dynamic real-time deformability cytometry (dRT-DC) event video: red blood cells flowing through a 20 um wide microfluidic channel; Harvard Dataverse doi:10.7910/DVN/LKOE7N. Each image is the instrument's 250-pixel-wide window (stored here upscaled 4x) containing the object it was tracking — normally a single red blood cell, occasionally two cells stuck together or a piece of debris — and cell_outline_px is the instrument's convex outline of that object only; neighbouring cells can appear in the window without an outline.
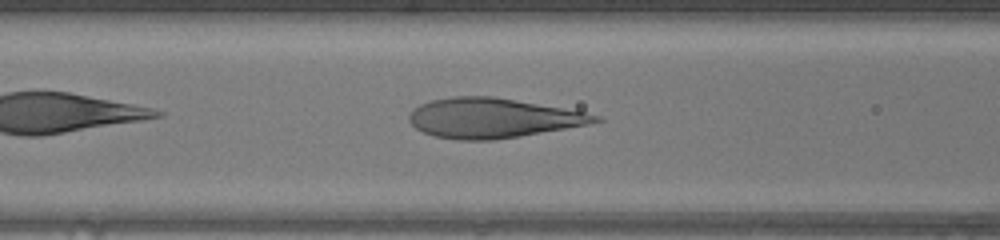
{"species": "human", "species_latin": "Homo sapiens", "temperature_condition": "warm", "stored_images_in_passage": 30, "camera_frame_rate_fps": 3000, "um_per_image_px": 0.085, "donor": {"sex": "female"}, "frame": {"image": 1, "passage_image": 6, "time_ms": 1.667, "image_size_px": [1000, 240], "cell_outline_px": [[604, 120], [588, 124], [520, 136], [492, 140], [456, 140], [436, 136], [424, 132], [416, 128], [408, 120], [408, 116], [412, 108], [420, 104], [432, 100], [452, 96], [492, 96], [584, 112], [600, 116]], "centroid_in_image_um": [41.82, 10.03], "position_along_channel_um": 124.8, "area_um2": 42.71}}
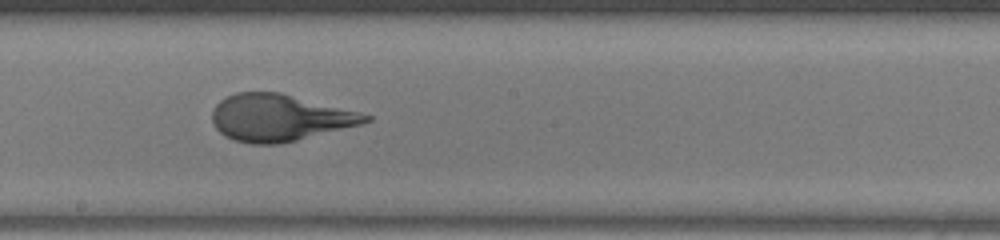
{"frame": {"image": 2, "passage_image": 13, "time_ms": 4.0, "image_size_px": [1000, 240], "cell_outline_px": [[372, 120], [360, 124], [296, 140], [276, 144], [252, 144], [236, 140], [224, 136], [212, 124], [212, 112], [216, 104], [220, 100], [236, 92], [280, 92], [372, 116]], "centroid_in_image_um": [23.69, 10.0], "position_along_channel_um": 224.5, "area_um2": 41.21}}
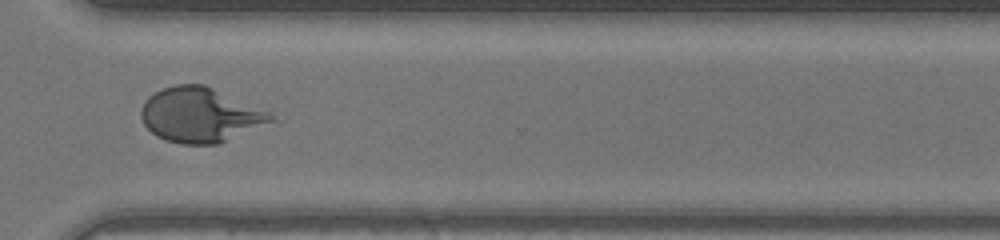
{"frame": {"image": 3, "passage_image": 22, "time_ms": 7.0, "image_size_px": [1000, 240], "cell_outline_px": [[284, 120], [220, 144], [180, 144], [164, 140], [156, 136], [144, 124], [140, 116], [140, 112], [144, 100], [148, 96], [164, 88], [176, 84], [204, 84], [272, 112]], "centroid_in_image_um": [17.15, 9.8], "position_along_channel_um": 353.5, "area_um2": 42.6}}